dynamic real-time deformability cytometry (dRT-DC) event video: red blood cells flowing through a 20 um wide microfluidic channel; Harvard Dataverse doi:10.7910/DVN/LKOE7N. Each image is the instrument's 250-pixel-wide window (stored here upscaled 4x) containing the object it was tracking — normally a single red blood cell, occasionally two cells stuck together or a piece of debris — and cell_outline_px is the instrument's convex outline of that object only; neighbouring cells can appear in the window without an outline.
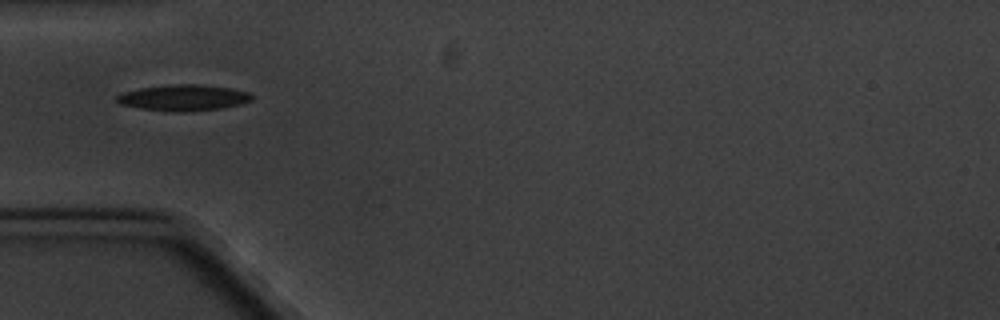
{"species": "common noctule bat (a hibernating species)", "species_latin": "Nyctalus noctula", "temperature_condition": "cold", "stored_images_in_passage": 5, "camera_frame_rate_fps": 3000, "um_per_image_px": 0.085, "animal": {"sex": "male", "body_mass_g": 20.1, "forearm_length_mm": 53.5}, "frame": {"image": 1, "passage_image": 5, "time_ms": 4.667, "image_size_px": [1000, 320], "cell_outline_px": [[252, 100], [240, 104], [224, 108], [192, 112], [172, 112], [140, 108], [120, 104], [116, 100], [116, 96], [124, 92], [140, 88], [168, 84], [200, 84], [232, 88], [248, 92], [252, 96]], "centroid_in_image_um": [15.61, 8.31], "position_along_channel_um": 69.4, "area_um2": 20.75}}